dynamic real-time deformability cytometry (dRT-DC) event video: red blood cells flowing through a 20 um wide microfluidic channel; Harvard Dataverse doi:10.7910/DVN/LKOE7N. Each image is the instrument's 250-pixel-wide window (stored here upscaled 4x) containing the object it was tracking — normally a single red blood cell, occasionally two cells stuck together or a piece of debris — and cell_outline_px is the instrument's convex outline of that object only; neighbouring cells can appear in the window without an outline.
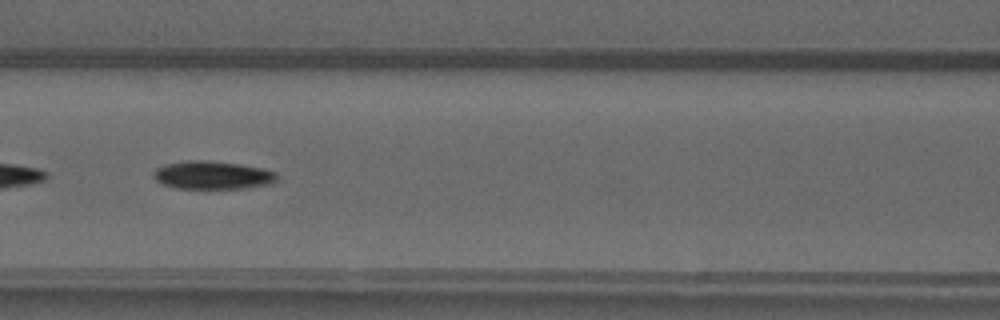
{"species": "common noctule bat (a hibernating species)", "species_latin": "Nyctalus noctula", "temperature_condition": "warm", "stored_images_in_passage": 37, "camera_frame_rate_fps": 3000, "um_per_image_px": 0.085, "animal": {"sex": "male", "forearm_length_mm": 52.5}, "frame": {"image": 1, "passage_image": 22, "time_ms": 7.0, "image_size_px": [1000, 320], "cell_outline_px": [[276, 180], [272, 184], [244, 188], [176, 188], [160, 184], [152, 176], [152, 172], [156, 168], [168, 164], [192, 160], [208, 160], [240, 164], [264, 168], [276, 172]], "centroid_in_image_um": [18.06, 14.89], "position_along_channel_um": 148.5, "area_um2": 20.29}}